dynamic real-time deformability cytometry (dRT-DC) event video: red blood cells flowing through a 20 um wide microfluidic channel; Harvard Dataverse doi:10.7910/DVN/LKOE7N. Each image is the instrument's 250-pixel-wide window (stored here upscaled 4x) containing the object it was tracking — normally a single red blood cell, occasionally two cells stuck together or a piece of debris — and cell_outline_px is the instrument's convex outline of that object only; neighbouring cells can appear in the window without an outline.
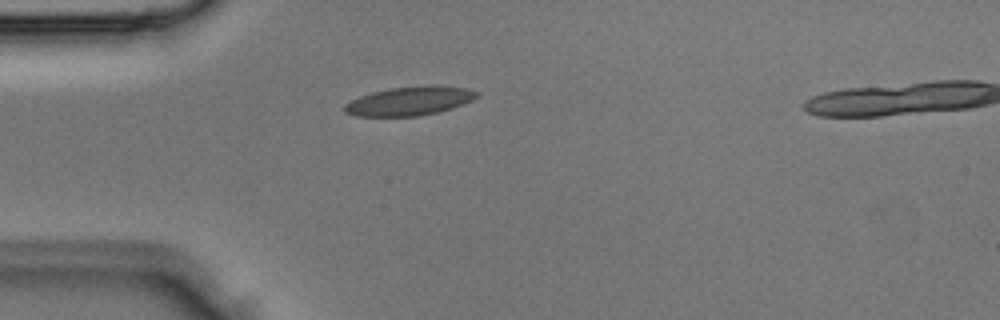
{"species": "Egyptian fruit bat (a non-hibernating species)", "species_latin": "Rousettus aegyptiacus", "temperature_condition": "room temperature", "stored_images_in_passage": 4, "camera_frame_rate_fps": 3000, "um_per_image_px": 0.085, "animal": {"sex": "male"}, "frame": {"image": 1, "passage_image": 4, "time_ms": 1.0, "image_size_px": [1000, 320], "cell_outline_px": [[476, 96], [472, 100], [464, 104], [452, 108], [436, 112], [416, 116], [356, 116], [344, 112], [344, 104], [360, 96], [372, 92], [392, 88], [428, 84], [436, 84], [468, 88], [476, 92]], "centroid_in_image_um": [34.81, 8.57], "position_along_channel_um": 50.2, "area_um2": 22.25}}